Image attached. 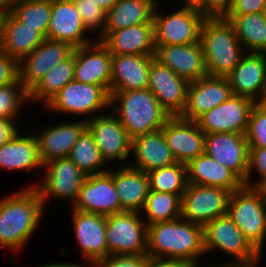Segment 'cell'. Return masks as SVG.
Instances as JSON below:
<instances>
[{"mask_svg": "<svg viewBox=\"0 0 266 267\" xmlns=\"http://www.w3.org/2000/svg\"><path fill=\"white\" fill-rule=\"evenodd\" d=\"M147 254L149 257L180 259L197 267L205 254L203 226L179 217L148 225Z\"/></svg>", "mask_w": 266, "mask_h": 267, "instance_id": "cell-1", "label": "cell"}, {"mask_svg": "<svg viewBox=\"0 0 266 267\" xmlns=\"http://www.w3.org/2000/svg\"><path fill=\"white\" fill-rule=\"evenodd\" d=\"M44 205L39 192L28 187L0 200V248L19 251L37 229Z\"/></svg>", "mask_w": 266, "mask_h": 267, "instance_id": "cell-2", "label": "cell"}, {"mask_svg": "<svg viewBox=\"0 0 266 267\" xmlns=\"http://www.w3.org/2000/svg\"><path fill=\"white\" fill-rule=\"evenodd\" d=\"M110 107L131 140L161 130L171 116L148 88L110 92Z\"/></svg>", "mask_w": 266, "mask_h": 267, "instance_id": "cell-3", "label": "cell"}, {"mask_svg": "<svg viewBox=\"0 0 266 267\" xmlns=\"http://www.w3.org/2000/svg\"><path fill=\"white\" fill-rule=\"evenodd\" d=\"M200 43L210 76L226 77L246 53L232 25L224 17L205 18L201 26Z\"/></svg>", "mask_w": 266, "mask_h": 267, "instance_id": "cell-4", "label": "cell"}, {"mask_svg": "<svg viewBox=\"0 0 266 267\" xmlns=\"http://www.w3.org/2000/svg\"><path fill=\"white\" fill-rule=\"evenodd\" d=\"M227 214L262 254L266 239V190L243 186L232 192Z\"/></svg>", "mask_w": 266, "mask_h": 267, "instance_id": "cell-5", "label": "cell"}, {"mask_svg": "<svg viewBox=\"0 0 266 267\" xmlns=\"http://www.w3.org/2000/svg\"><path fill=\"white\" fill-rule=\"evenodd\" d=\"M205 253L219 249L234 257L222 265L257 266L263 255L249 242L228 214L203 227Z\"/></svg>", "mask_w": 266, "mask_h": 267, "instance_id": "cell-6", "label": "cell"}, {"mask_svg": "<svg viewBox=\"0 0 266 267\" xmlns=\"http://www.w3.org/2000/svg\"><path fill=\"white\" fill-rule=\"evenodd\" d=\"M155 6L153 14L154 45H183L200 42V32L206 16L192 4L164 16Z\"/></svg>", "mask_w": 266, "mask_h": 267, "instance_id": "cell-7", "label": "cell"}, {"mask_svg": "<svg viewBox=\"0 0 266 267\" xmlns=\"http://www.w3.org/2000/svg\"><path fill=\"white\" fill-rule=\"evenodd\" d=\"M142 217L134 211L106 216L108 255L147 253L148 226Z\"/></svg>", "mask_w": 266, "mask_h": 267, "instance_id": "cell-8", "label": "cell"}, {"mask_svg": "<svg viewBox=\"0 0 266 267\" xmlns=\"http://www.w3.org/2000/svg\"><path fill=\"white\" fill-rule=\"evenodd\" d=\"M61 114L91 115L99 110L109 107L110 94L101 86L88 83H81L75 80L67 83L52 99L45 105V108Z\"/></svg>", "mask_w": 266, "mask_h": 267, "instance_id": "cell-9", "label": "cell"}, {"mask_svg": "<svg viewBox=\"0 0 266 267\" xmlns=\"http://www.w3.org/2000/svg\"><path fill=\"white\" fill-rule=\"evenodd\" d=\"M44 168L45 179L39 185L35 183L30 186L39 192L42 204L46 205L47 199L58 197L68 199L73 206L78 200L81 186L87 176L69 157L53 159L43 164Z\"/></svg>", "mask_w": 266, "mask_h": 267, "instance_id": "cell-10", "label": "cell"}, {"mask_svg": "<svg viewBox=\"0 0 266 267\" xmlns=\"http://www.w3.org/2000/svg\"><path fill=\"white\" fill-rule=\"evenodd\" d=\"M230 195L219 187L188 184L181 196V218L204 227L227 214Z\"/></svg>", "mask_w": 266, "mask_h": 267, "instance_id": "cell-11", "label": "cell"}, {"mask_svg": "<svg viewBox=\"0 0 266 267\" xmlns=\"http://www.w3.org/2000/svg\"><path fill=\"white\" fill-rule=\"evenodd\" d=\"M256 102L245 96L232 95L222 104L200 116L196 123L205 134H245L251 110Z\"/></svg>", "mask_w": 266, "mask_h": 267, "instance_id": "cell-12", "label": "cell"}, {"mask_svg": "<svg viewBox=\"0 0 266 267\" xmlns=\"http://www.w3.org/2000/svg\"><path fill=\"white\" fill-rule=\"evenodd\" d=\"M204 153L231 170L246 186L249 165V145L245 134H205Z\"/></svg>", "mask_w": 266, "mask_h": 267, "instance_id": "cell-13", "label": "cell"}, {"mask_svg": "<svg viewBox=\"0 0 266 267\" xmlns=\"http://www.w3.org/2000/svg\"><path fill=\"white\" fill-rule=\"evenodd\" d=\"M72 209L82 212L112 215L123 212L113 181V171L88 175L80 189L78 200Z\"/></svg>", "mask_w": 266, "mask_h": 267, "instance_id": "cell-14", "label": "cell"}, {"mask_svg": "<svg viewBox=\"0 0 266 267\" xmlns=\"http://www.w3.org/2000/svg\"><path fill=\"white\" fill-rule=\"evenodd\" d=\"M84 119L106 163L127 160L131 154V139L112 112L108 115L101 113L94 118Z\"/></svg>", "mask_w": 266, "mask_h": 267, "instance_id": "cell-15", "label": "cell"}, {"mask_svg": "<svg viewBox=\"0 0 266 267\" xmlns=\"http://www.w3.org/2000/svg\"><path fill=\"white\" fill-rule=\"evenodd\" d=\"M233 95L226 77L210 76L190 82L186 104L180 117L196 121L204 113L222 104Z\"/></svg>", "mask_w": 266, "mask_h": 267, "instance_id": "cell-16", "label": "cell"}, {"mask_svg": "<svg viewBox=\"0 0 266 267\" xmlns=\"http://www.w3.org/2000/svg\"><path fill=\"white\" fill-rule=\"evenodd\" d=\"M111 59L100 40L74 48V80L101 86L110 94Z\"/></svg>", "mask_w": 266, "mask_h": 267, "instance_id": "cell-17", "label": "cell"}, {"mask_svg": "<svg viewBox=\"0 0 266 267\" xmlns=\"http://www.w3.org/2000/svg\"><path fill=\"white\" fill-rule=\"evenodd\" d=\"M73 50L67 43L45 39L18 62L19 81L30 91L51 68L68 58Z\"/></svg>", "mask_w": 266, "mask_h": 267, "instance_id": "cell-18", "label": "cell"}, {"mask_svg": "<svg viewBox=\"0 0 266 267\" xmlns=\"http://www.w3.org/2000/svg\"><path fill=\"white\" fill-rule=\"evenodd\" d=\"M226 78L233 95L266 102V54H245Z\"/></svg>", "mask_w": 266, "mask_h": 267, "instance_id": "cell-19", "label": "cell"}, {"mask_svg": "<svg viewBox=\"0 0 266 267\" xmlns=\"http://www.w3.org/2000/svg\"><path fill=\"white\" fill-rule=\"evenodd\" d=\"M154 58L189 83L207 76L200 42L183 45H154Z\"/></svg>", "mask_w": 266, "mask_h": 267, "instance_id": "cell-20", "label": "cell"}, {"mask_svg": "<svg viewBox=\"0 0 266 267\" xmlns=\"http://www.w3.org/2000/svg\"><path fill=\"white\" fill-rule=\"evenodd\" d=\"M188 85L187 80L157 60L151 62L147 88L171 116L180 115L184 110Z\"/></svg>", "mask_w": 266, "mask_h": 267, "instance_id": "cell-21", "label": "cell"}, {"mask_svg": "<svg viewBox=\"0 0 266 267\" xmlns=\"http://www.w3.org/2000/svg\"><path fill=\"white\" fill-rule=\"evenodd\" d=\"M161 130L177 162L187 164L204 153L205 133L196 121L170 116Z\"/></svg>", "mask_w": 266, "mask_h": 267, "instance_id": "cell-22", "label": "cell"}, {"mask_svg": "<svg viewBox=\"0 0 266 267\" xmlns=\"http://www.w3.org/2000/svg\"><path fill=\"white\" fill-rule=\"evenodd\" d=\"M73 229L83 259L89 265L108 256L106 216L72 209Z\"/></svg>", "mask_w": 266, "mask_h": 267, "instance_id": "cell-23", "label": "cell"}, {"mask_svg": "<svg viewBox=\"0 0 266 267\" xmlns=\"http://www.w3.org/2000/svg\"><path fill=\"white\" fill-rule=\"evenodd\" d=\"M86 32L88 30L72 0H52L47 39L64 42L73 48H78L94 41L84 35Z\"/></svg>", "mask_w": 266, "mask_h": 267, "instance_id": "cell-24", "label": "cell"}, {"mask_svg": "<svg viewBox=\"0 0 266 267\" xmlns=\"http://www.w3.org/2000/svg\"><path fill=\"white\" fill-rule=\"evenodd\" d=\"M86 128V120H81L76 123L62 122L57 126L44 128L39 133L35 132L41 162L45 164L53 159L68 158Z\"/></svg>", "mask_w": 266, "mask_h": 267, "instance_id": "cell-25", "label": "cell"}, {"mask_svg": "<svg viewBox=\"0 0 266 267\" xmlns=\"http://www.w3.org/2000/svg\"><path fill=\"white\" fill-rule=\"evenodd\" d=\"M154 55L112 54L110 92L145 89Z\"/></svg>", "mask_w": 266, "mask_h": 267, "instance_id": "cell-26", "label": "cell"}, {"mask_svg": "<svg viewBox=\"0 0 266 267\" xmlns=\"http://www.w3.org/2000/svg\"><path fill=\"white\" fill-rule=\"evenodd\" d=\"M111 54L154 55L153 21L117 31H104L99 39Z\"/></svg>", "mask_w": 266, "mask_h": 267, "instance_id": "cell-27", "label": "cell"}, {"mask_svg": "<svg viewBox=\"0 0 266 267\" xmlns=\"http://www.w3.org/2000/svg\"><path fill=\"white\" fill-rule=\"evenodd\" d=\"M131 152L135 161L132 164L127 162L124 166L128 165L145 173L177 162L162 130L133 138Z\"/></svg>", "mask_w": 266, "mask_h": 267, "instance_id": "cell-28", "label": "cell"}, {"mask_svg": "<svg viewBox=\"0 0 266 267\" xmlns=\"http://www.w3.org/2000/svg\"><path fill=\"white\" fill-rule=\"evenodd\" d=\"M46 38L30 26L18 21L10 12L3 15L0 25V50L18 62Z\"/></svg>", "mask_w": 266, "mask_h": 267, "instance_id": "cell-29", "label": "cell"}, {"mask_svg": "<svg viewBox=\"0 0 266 267\" xmlns=\"http://www.w3.org/2000/svg\"><path fill=\"white\" fill-rule=\"evenodd\" d=\"M186 168L188 184L219 187L231 193L244 186V183L231 170L205 153L190 160Z\"/></svg>", "mask_w": 266, "mask_h": 267, "instance_id": "cell-30", "label": "cell"}, {"mask_svg": "<svg viewBox=\"0 0 266 267\" xmlns=\"http://www.w3.org/2000/svg\"><path fill=\"white\" fill-rule=\"evenodd\" d=\"M114 186L124 211L140 212L150 191L148 174L121 165L113 170Z\"/></svg>", "mask_w": 266, "mask_h": 267, "instance_id": "cell-31", "label": "cell"}, {"mask_svg": "<svg viewBox=\"0 0 266 267\" xmlns=\"http://www.w3.org/2000/svg\"><path fill=\"white\" fill-rule=\"evenodd\" d=\"M20 132L0 147V168L8 170L31 171L43 168L39 157L34 132L30 136H20Z\"/></svg>", "mask_w": 266, "mask_h": 267, "instance_id": "cell-32", "label": "cell"}, {"mask_svg": "<svg viewBox=\"0 0 266 267\" xmlns=\"http://www.w3.org/2000/svg\"><path fill=\"white\" fill-rule=\"evenodd\" d=\"M157 0H119L106 12L104 31L151 23Z\"/></svg>", "mask_w": 266, "mask_h": 267, "instance_id": "cell-33", "label": "cell"}, {"mask_svg": "<svg viewBox=\"0 0 266 267\" xmlns=\"http://www.w3.org/2000/svg\"><path fill=\"white\" fill-rule=\"evenodd\" d=\"M232 25L247 53L266 54V20L264 13L224 16ZM249 49V50H248Z\"/></svg>", "mask_w": 266, "mask_h": 267, "instance_id": "cell-34", "label": "cell"}, {"mask_svg": "<svg viewBox=\"0 0 266 267\" xmlns=\"http://www.w3.org/2000/svg\"><path fill=\"white\" fill-rule=\"evenodd\" d=\"M74 50L73 53L49 70L29 91V101H42L44 106L67 83L74 80Z\"/></svg>", "mask_w": 266, "mask_h": 267, "instance_id": "cell-35", "label": "cell"}, {"mask_svg": "<svg viewBox=\"0 0 266 267\" xmlns=\"http://www.w3.org/2000/svg\"><path fill=\"white\" fill-rule=\"evenodd\" d=\"M140 213L146 215L147 226L177 219L181 217V196L150 190Z\"/></svg>", "mask_w": 266, "mask_h": 267, "instance_id": "cell-36", "label": "cell"}, {"mask_svg": "<svg viewBox=\"0 0 266 267\" xmlns=\"http://www.w3.org/2000/svg\"><path fill=\"white\" fill-rule=\"evenodd\" d=\"M9 12L25 26L36 28L47 39L52 0H13Z\"/></svg>", "mask_w": 266, "mask_h": 267, "instance_id": "cell-37", "label": "cell"}, {"mask_svg": "<svg viewBox=\"0 0 266 267\" xmlns=\"http://www.w3.org/2000/svg\"><path fill=\"white\" fill-rule=\"evenodd\" d=\"M69 158L86 176L104 173L109 170L107 168L104 169L106 162L87 128L74 144Z\"/></svg>", "mask_w": 266, "mask_h": 267, "instance_id": "cell-38", "label": "cell"}, {"mask_svg": "<svg viewBox=\"0 0 266 267\" xmlns=\"http://www.w3.org/2000/svg\"><path fill=\"white\" fill-rule=\"evenodd\" d=\"M150 190L180 195L185 192L187 181L186 164L176 162L147 173Z\"/></svg>", "mask_w": 266, "mask_h": 267, "instance_id": "cell-39", "label": "cell"}, {"mask_svg": "<svg viewBox=\"0 0 266 267\" xmlns=\"http://www.w3.org/2000/svg\"><path fill=\"white\" fill-rule=\"evenodd\" d=\"M24 102H29V91L20 81L0 87V118L15 119Z\"/></svg>", "mask_w": 266, "mask_h": 267, "instance_id": "cell-40", "label": "cell"}, {"mask_svg": "<svg viewBox=\"0 0 266 267\" xmlns=\"http://www.w3.org/2000/svg\"><path fill=\"white\" fill-rule=\"evenodd\" d=\"M249 148H266V102H256L245 132Z\"/></svg>", "mask_w": 266, "mask_h": 267, "instance_id": "cell-41", "label": "cell"}, {"mask_svg": "<svg viewBox=\"0 0 266 267\" xmlns=\"http://www.w3.org/2000/svg\"><path fill=\"white\" fill-rule=\"evenodd\" d=\"M76 10L83 20V24L89 31L99 28V37L103 34L106 12L93 0H72ZM102 27V28H101ZM96 28V29H95Z\"/></svg>", "mask_w": 266, "mask_h": 267, "instance_id": "cell-42", "label": "cell"}, {"mask_svg": "<svg viewBox=\"0 0 266 267\" xmlns=\"http://www.w3.org/2000/svg\"><path fill=\"white\" fill-rule=\"evenodd\" d=\"M253 170L258 173L257 182L251 179ZM246 186L252 188L266 187V148H249V165L246 175Z\"/></svg>", "mask_w": 266, "mask_h": 267, "instance_id": "cell-43", "label": "cell"}, {"mask_svg": "<svg viewBox=\"0 0 266 267\" xmlns=\"http://www.w3.org/2000/svg\"><path fill=\"white\" fill-rule=\"evenodd\" d=\"M149 256L142 254H112L93 263L90 267H145Z\"/></svg>", "mask_w": 266, "mask_h": 267, "instance_id": "cell-44", "label": "cell"}, {"mask_svg": "<svg viewBox=\"0 0 266 267\" xmlns=\"http://www.w3.org/2000/svg\"><path fill=\"white\" fill-rule=\"evenodd\" d=\"M19 81L18 61L0 50V87Z\"/></svg>", "mask_w": 266, "mask_h": 267, "instance_id": "cell-45", "label": "cell"}, {"mask_svg": "<svg viewBox=\"0 0 266 267\" xmlns=\"http://www.w3.org/2000/svg\"><path fill=\"white\" fill-rule=\"evenodd\" d=\"M232 0H196L192 5L206 17H224Z\"/></svg>", "mask_w": 266, "mask_h": 267, "instance_id": "cell-46", "label": "cell"}, {"mask_svg": "<svg viewBox=\"0 0 266 267\" xmlns=\"http://www.w3.org/2000/svg\"><path fill=\"white\" fill-rule=\"evenodd\" d=\"M265 7L266 0H232L231 7L225 16L263 13Z\"/></svg>", "mask_w": 266, "mask_h": 267, "instance_id": "cell-47", "label": "cell"}, {"mask_svg": "<svg viewBox=\"0 0 266 267\" xmlns=\"http://www.w3.org/2000/svg\"><path fill=\"white\" fill-rule=\"evenodd\" d=\"M19 132L14 119L0 118V147L12 140Z\"/></svg>", "mask_w": 266, "mask_h": 267, "instance_id": "cell-48", "label": "cell"}, {"mask_svg": "<svg viewBox=\"0 0 266 267\" xmlns=\"http://www.w3.org/2000/svg\"><path fill=\"white\" fill-rule=\"evenodd\" d=\"M145 267H197V266L180 259L149 257L145 264Z\"/></svg>", "mask_w": 266, "mask_h": 267, "instance_id": "cell-49", "label": "cell"}, {"mask_svg": "<svg viewBox=\"0 0 266 267\" xmlns=\"http://www.w3.org/2000/svg\"><path fill=\"white\" fill-rule=\"evenodd\" d=\"M98 6H100L105 12L115 6L119 0H93Z\"/></svg>", "mask_w": 266, "mask_h": 267, "instance_id": "cell-50", "label": "cell"}, {"mask_svg": "<svg viewBox=\"0 0 266 267\" xmlns=\"http://www.w3.org/2000/svg\"><path fill=\"white\" fill-rule=\"evenodd\" d=\"M91 265H81V264H76V263H51V264H47V265H41L40 267H89ZM39 267V266H38Z\"/></svg>", "mask_w": 266, "mask_h": 267, "instance_id": "cell-51", "label": "cell"}, {"mask_svg": "<svg viewBox=\"0 0 266 267\" xmlns=\"http://www.w3.org/2000/svg\"><path fill=\"white\" fill-rule=\"evenodd\" d=\"M13 0H0V13L5 15L10 10Z\"/></svg>", "mask_w": 266, "mask_h": 267, "instance_id": "cell-52", "label": "cell"}, {"mask_svg": "<svg viewBox=\"0 0 266 267\" xmlns=\"http://www.w3.org/2000/svg\"><path fill=\"white\" fill-rule=\"evenodd\" d=\"M221 263H219L218 265L216 264V265H208V267H255V266H243V265H220ZM207 267V266H206Z\"/></svg>", "mask_w": 266, "mask_h": 267, "instance_id": "cell-53", "label": "cell"}, {"mask_svg": "<svg viewBox=\"0 0 266 267\" xmlns=\"http://www.w3.org/2000/svg\"><path fill=\"white\" fill-rule=\"evenodd\" d=\"M185 4H193L196 0H184Z\"/></svg>", "mask_w": 266, "mask_h": 267, "instance_id": "cell-54", "label": "cell"}, {"mask_svg": "<svg viewBox=\"0 0 266 267\" xmlns=\"http://www.w3.org/2000/svg\"><path fill=\"white\" fill-rule=\"evenodd\" d=\"M3 14L0 13V25H1V20H2Z\"/></svg>", "mask_w": 266, "mask_h": 267, "instance_id": "cell-55", "label": "cell"}, {"mask_svg": "<svg viewBox=\"0 0 266 267\" xmlns=\"http://www.w3.org/2000/svg\"><path fill=\"white\" fill-rule=\"evenodd\" d=\"M264 16H265V20H266V7H265V9H264Z\"/></svg>", "mask_w": 266, "mask_h": 267, "instance_id": "cell-56", "label": "cell"}]
</instances>
